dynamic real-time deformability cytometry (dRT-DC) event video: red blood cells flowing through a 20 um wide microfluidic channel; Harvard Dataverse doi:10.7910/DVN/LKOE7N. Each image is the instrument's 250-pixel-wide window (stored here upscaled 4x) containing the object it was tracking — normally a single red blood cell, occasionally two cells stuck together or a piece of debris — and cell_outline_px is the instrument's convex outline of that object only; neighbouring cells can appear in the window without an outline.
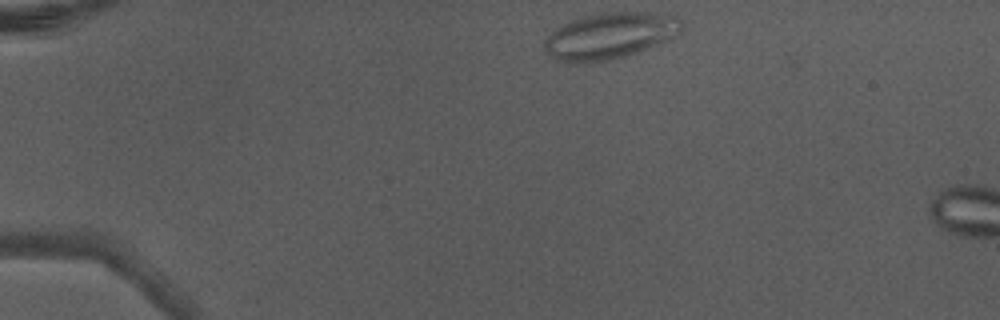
{"species": "Egyptian fruit bat (a non-hibernating species)", "species_latin": "Rousettus aegyptiacus", "temperature_condition": "warm", "stored_images_in_passage": 3, "camera_frame_rate_fps": 3000, "um_per_image_px": 0.085, "animal": {"sex": "male"}, "frame": {"image": 1, "passage_image": 1, "time_ms": 0.0, "image_size_px": [1000, 320], "cell_outline_px": [[684, 24], [680, 32], [676, 36], [668, 40], [640, 52], [612, 60], [584, 64], [568, 64], [556, 60], [544, 52], [544, 40], [560, 24], [580, 16], [600, 12], [640, 12], [676, 16]], "centroid_in_image_um": [51.79, 3.07], "position_along_channel_um": 33.2, "area_um2": 37.92}}